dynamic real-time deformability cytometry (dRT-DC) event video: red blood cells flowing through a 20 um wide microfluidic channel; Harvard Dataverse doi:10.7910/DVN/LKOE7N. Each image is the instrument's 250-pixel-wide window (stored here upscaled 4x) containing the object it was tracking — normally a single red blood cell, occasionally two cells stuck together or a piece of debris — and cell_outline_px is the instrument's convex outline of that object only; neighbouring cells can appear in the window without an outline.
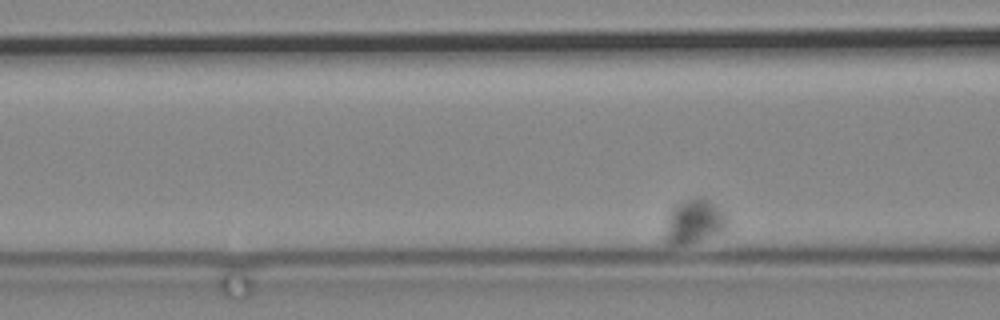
{"species": "common noctule bat (a hibernating species)", "species_latin": "Nyctalus noctula", "temperature_condition": "cold", "stored_images_in_passage": 63, "camera_frame_rate_fps": 3000, "um_per_image_px": 0.085, "animal": {"sex": "male", "body_mass_g": 19.2, "forearm_length_mm": 51.8}, "frame": {"image": 1, "passage_image": 8, "time_ms": 2.333, "image_size_px": [1000, 320], "cell_outline_px": [[728, 224], [720, 232], [684, 244], [668, 244], [664, 240], [664, 236], [668, 212], [676, 204], [688, 200], [704, 196], [716, 204], [724, 212], [728, 220]], "centroid_in_image_um": [58.98, 18.79], "position_along_channel_um": 107.6, "area_um2": 15.78}}
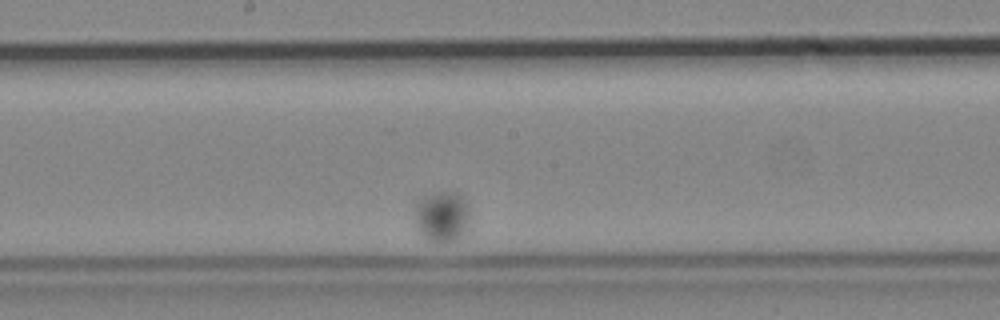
{"frame": {"image": 2, "passage_image": 29, "time_ms": 9.333, "image_size_px": [1000, 320], "cell_outline_px": [[468, 220], [464, 232], [456, 240], [440, 244], [436, 244], [428, 240], [420, 232], [412, 216], [412, 208], [424, 196], [436, 192], [456, 192], [460, 196], [468, 208]], "centroid_in_image_um": [37.49, 18.43], "position_along_channel_um": 210.7, "area_um2": 16.42}}
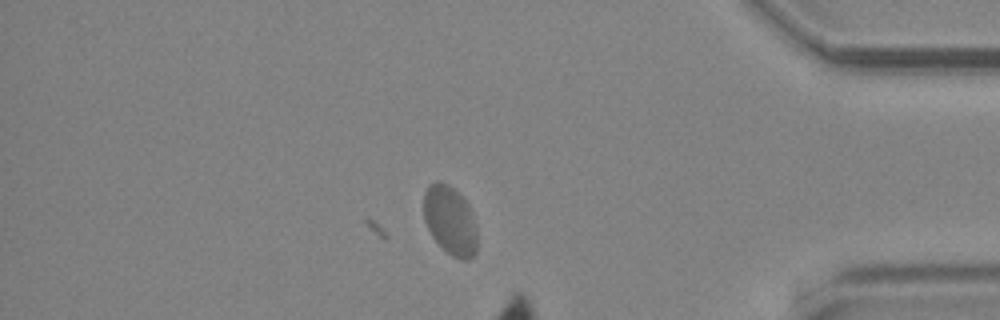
{"frame": {"image": 3, "passage_image": 63, "time_ms": 20.667, "image_size_px": [1000, 320], "cell_outline_px": [[476, 252], [468, 260], [464, 260], [452, 256], [432, 236], [424, 220], [424, 192], [428, 184], [436, 180], [440, 180], [448, 184], [468, 204], [476, 228]], "centroid_in_image_um": [38.24, 18.71], "position_along_channel_um": 397.0, "area_um2": 21.21}}